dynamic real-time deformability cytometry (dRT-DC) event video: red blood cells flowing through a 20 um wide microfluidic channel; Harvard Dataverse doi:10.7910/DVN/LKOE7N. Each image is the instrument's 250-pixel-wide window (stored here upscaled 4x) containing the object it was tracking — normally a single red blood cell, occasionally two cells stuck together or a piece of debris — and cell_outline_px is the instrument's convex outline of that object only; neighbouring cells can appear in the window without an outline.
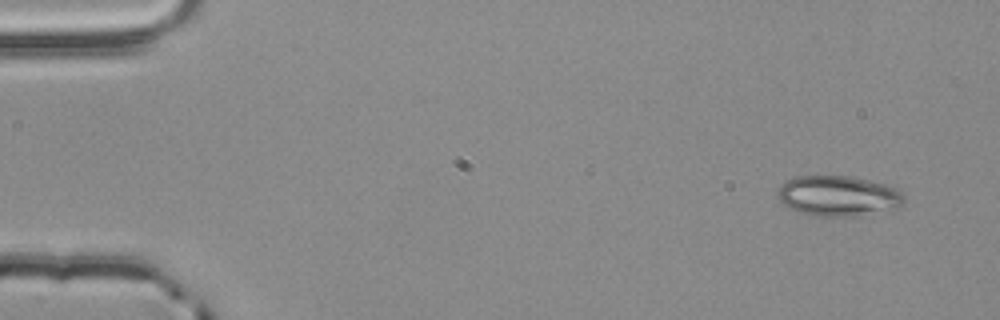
{"species": "common noctule bat (a hibernating species)", "species_latin": "Nyctalus noctula", "temperature_condition": "room temperature", "stored_images_in_passage": 3, "camera_frame_rate_fps": 3000, "um_per_image_px": 0.085, "animal": {"sex": "male", "body_mass_g": 20.4}, "frame": {"image": 1, "passage_image": 1, "time_ms": 0.0, "image_size_px": [1000, 320], "cell_outline_px": [[904, 200], [900, 204], [860, 216], [816, 216], [800, 212], [784, 204], [776, 196], [780, 188], [788, 180], [796, 176], [848, 176], [888, 184], [896, 188], [904, 196]], "centroid_in_image_um": [71.22, 16.64], "position_along_channel_um": 13.8, "area_um2": 29.07}}